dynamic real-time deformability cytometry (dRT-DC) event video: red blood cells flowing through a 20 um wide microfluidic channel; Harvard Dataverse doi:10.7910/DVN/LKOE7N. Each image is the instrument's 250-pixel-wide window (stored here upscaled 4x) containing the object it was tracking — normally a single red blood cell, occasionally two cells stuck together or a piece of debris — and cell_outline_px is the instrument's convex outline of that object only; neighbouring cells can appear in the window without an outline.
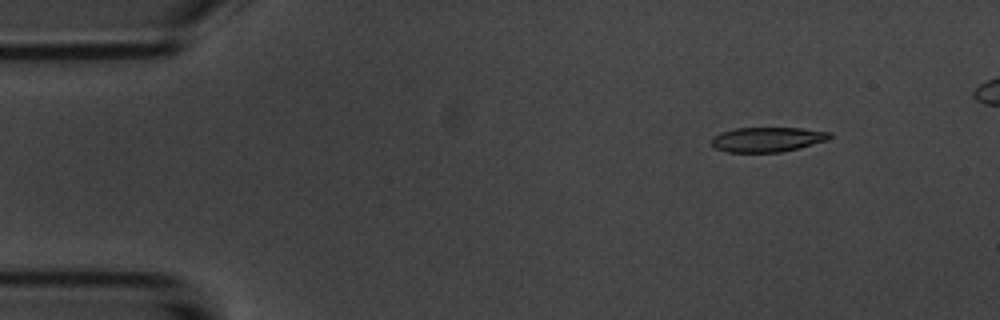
{"species": "common noctule bat (a hibernating species)", "species_latin": "Nyctalus noctula", "temperature_condition": "room temperature", "stored_images_in_passage": 5, "camera_frame_rate_fps": 3000, "um_per_image_px": 0.085, "animal": {"sex": "male", "body_mass_g": 20.1, "forearm_length_mm": 53.5}, "frame": {"image": 1, "passage_image": 1, "time_ms": 0.0, "image_size_px": [1000, 320], "cell_outline_px": [[832, 136], [828, 140], [800, 148], [780, 152], [728, 152], [716, 148], [712, 144], [712, 136], [720, 132], [736, 128], [800, 128], [832, 132]], "centroid_in_image_um": [65.25, 11.85], "position_along_channel_um": 19.8, "area_um2": 17.11}}